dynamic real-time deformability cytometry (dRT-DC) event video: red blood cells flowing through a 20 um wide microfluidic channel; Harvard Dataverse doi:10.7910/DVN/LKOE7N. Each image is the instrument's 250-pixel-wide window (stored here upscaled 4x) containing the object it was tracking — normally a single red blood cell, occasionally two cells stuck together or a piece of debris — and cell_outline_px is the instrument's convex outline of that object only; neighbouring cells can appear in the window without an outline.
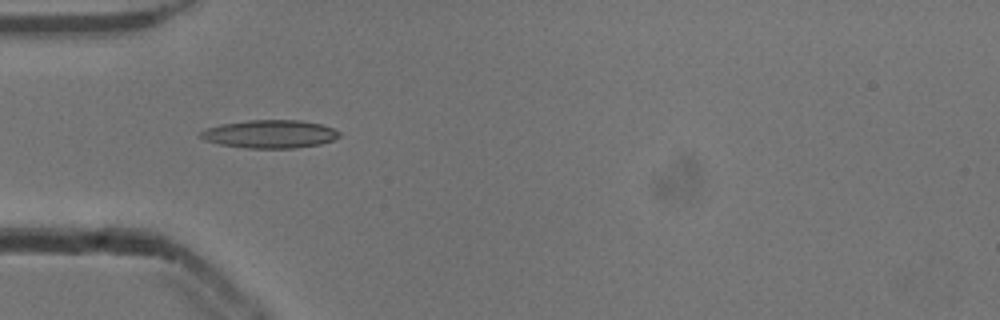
{"species": "common noctule bat (a hibernating species)", "species_latin": "Nyctalus noctula", "temperature_condition": "cold", "stored_images_in_passage": 37, "camera_frame_rate_fps": 3000, "um_per_image_px": 0.085, "animal": {"sex": "male", "body_mass_g": 13.3}, "frame": {"image": 1, "passage_image": 1, "time_ms": 0.0, "image_size_px": [1000, 320], "cell_outline_px": [[340, 136], [332, 140], [320, 144], [292, 148], [248, 148], [220, 144], [204, 140], [196, 136], [200, 132], [208, 128], [220, 124], [248, 120], [300, 120], [320, 124], [332, 128], [340, 132]], "centroid_in_image_um": [22.91, 11.39], "position_along_channel_um": 62.1, "area_um2": 22.66}}
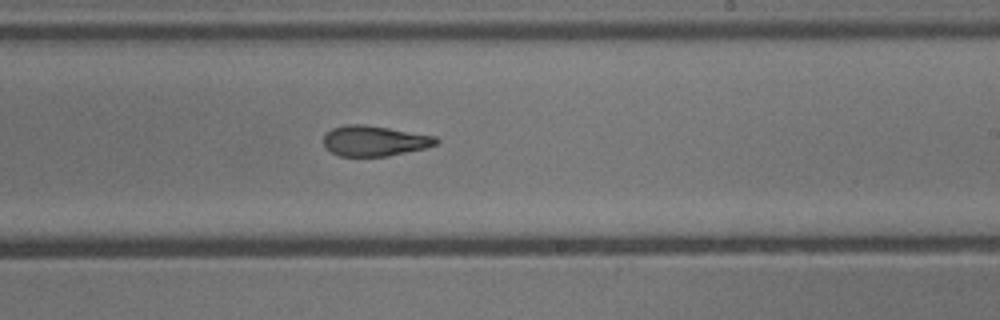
{"frame": {"image": 2, "passage_image": 16, "time_ms": 5.0, "image_size_px": [1000, 320], "cell_outline_px": [[440, 140], [436, 144], [424, 148], [388, 156], [340, 156], [324, 148], [324, 136], [332, 128], [344, 124], [364, 124], [436, 136]], "centroid_in_image_um": [31.81, 11.97], "position_along_channel_um": 257.2, "area_um2": 19.88}}
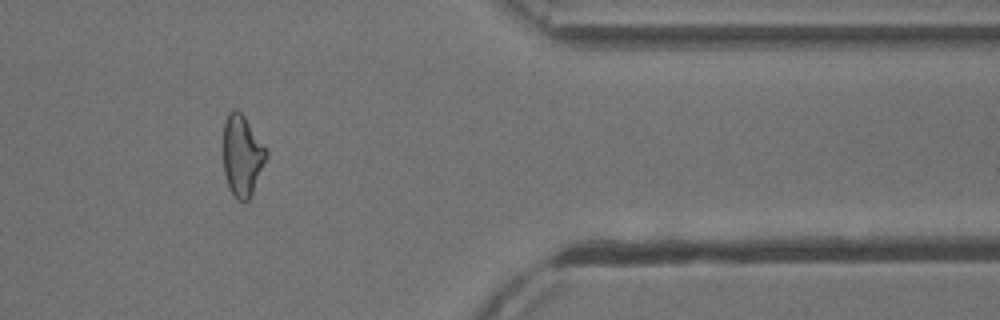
{"frame": {"image": 3, "passage_image": 28, "time_ms": 9.0, "image_size_px": [1000, 320], "cell_outline_px": [[268, 156], [252, 192], [248, 200], [240, 200], [228, 188], [224, 172], [224, 124], [228, 112], [236, 108], [244, 116], [268, 152]], "centroid_in_image_um": [20.58, 13.2], "position_along_channel_um": 390.8, "area_um2": 19.88}, "authors_computed_cell_mechanics": {"area_um2": 20.5768, "velocity_mm_per_s": 3.9268, "shape_relaxation_time_tau1_ms": 6.2297, "shape_relaxation_time_tau2_ms": 2.6025, "deformation_change_tau1": 0.1986, "deformation_change_tau2": 0.121}}